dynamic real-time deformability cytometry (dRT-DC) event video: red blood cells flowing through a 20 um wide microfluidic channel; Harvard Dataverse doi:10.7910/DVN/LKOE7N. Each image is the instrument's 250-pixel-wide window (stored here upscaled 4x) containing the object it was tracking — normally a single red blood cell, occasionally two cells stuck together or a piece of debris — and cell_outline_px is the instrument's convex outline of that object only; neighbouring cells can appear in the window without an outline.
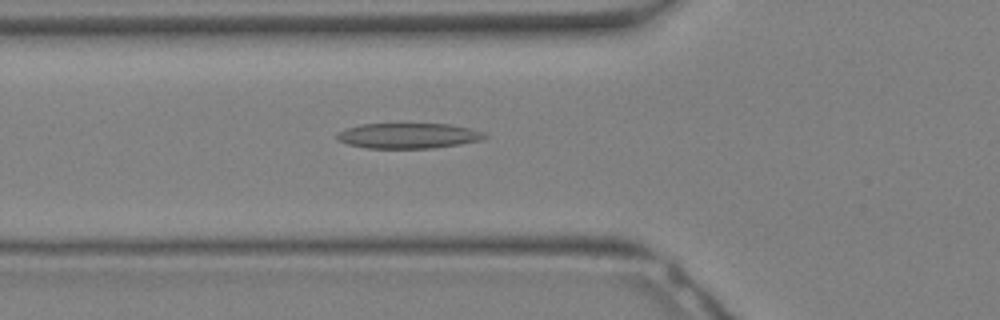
{"species": "Egyptian fruit bat (a non-hibernating species)", "species_latin": "Rousettus aegyptiacus", "temperature_condition": "warm", "stored_images_in_passage": 19, "camera_frame_rate_fps": 3000, "um_per_image_px": 0.085, "animal": {"sex": "female"}, "frame": {"image": 1, "passage_image": 11, "time_ms": 3.333, "image_size_px": [1000, 320], "cell_outline_px": [[488, 136], [484, 140], [460, 144], [432, 148], [368, 148], [348, 144], [336, 140], [336, 132], [344, 128], [360, 124], [448, 124], [472, 128], [484, 132]], "centroid_in_image_um": [34.7, 11.53], "position_along_channel_um": 91.1, "area_um2": 22.08}}
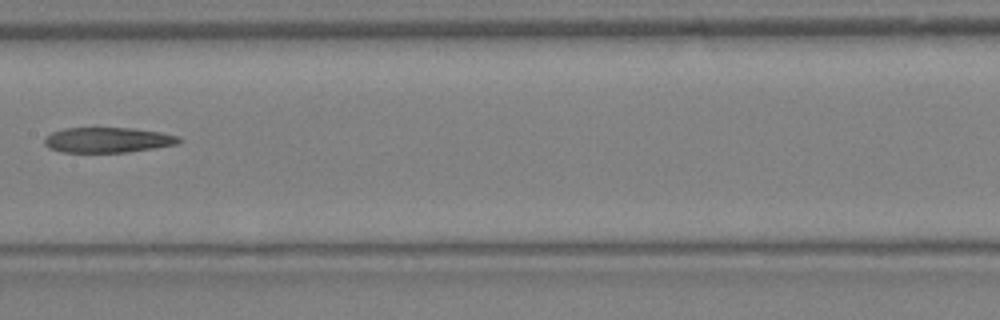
{"frame": {"image": 2, "passage_image": 16, "time_ms": 5.0, "image_size_px": [1000, 320], "cell_outline_px": [[184, 140], [176, 144], [156, 148], [128, 152], [64, 152], [48, 148], [44, 144], [44, 140], [52, 132], [64, 128], [132, 128], [160, 132], [180, 136]], "centroid_in_image_um": [9.2, 11.9], "position_along_channel_um": 198.2, "area_um2": 19.83}}
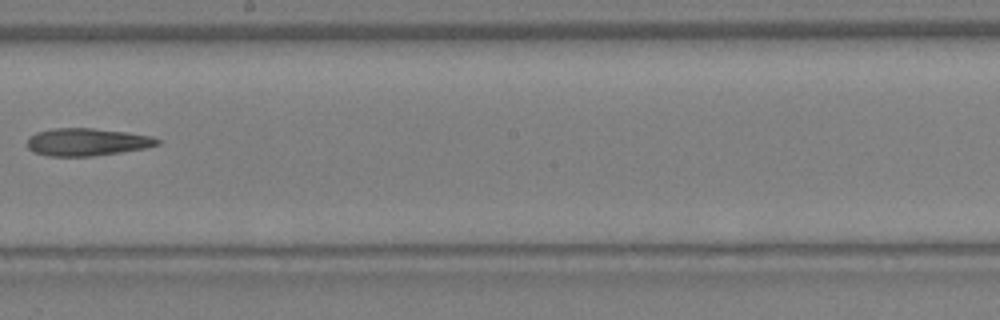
{"frame": {"image": 3, "passage_image": 18, "time_ms": 5.667, "image_size_px": [1000, 320], "cell_outline_px": [[160, 144], [148, 148], [92, 156], [48, 156], [32, 152], [28, 148], [28, 136], [36, 132], [52, 128], [92, 128], [128, 132], [152, 136], [160, 140]], "centroid_in_image_um": [7.39, 12.07], "position_along_channel_um": 240.8, "area_um2": 21.1}}